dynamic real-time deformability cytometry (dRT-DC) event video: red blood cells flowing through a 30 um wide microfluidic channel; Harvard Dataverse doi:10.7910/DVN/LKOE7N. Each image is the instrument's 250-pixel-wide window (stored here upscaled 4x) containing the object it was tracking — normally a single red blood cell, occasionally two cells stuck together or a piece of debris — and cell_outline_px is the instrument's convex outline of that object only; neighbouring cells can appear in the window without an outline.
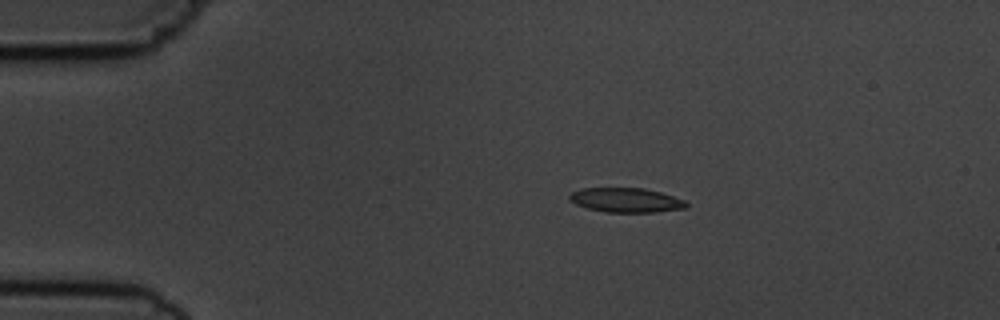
{"species": "common noctule bat (a hibernating species)", "species_latin": "Nyctalus noctula", "temperature_condition": "cold", "stored_images_in_passage": 4, "camera_frame_rate_fps": 3000, "um_per_image_px": 0.085, "animal": {"sex": "male", "body_mass_g": 19.5, "forearm_length_mm": 54.6}, "frame": {"image": 1, "passage_image": 3, "time_ms": 2.333, "image_size_px": [1000, 320], "cell_outline_px": [[688, 204], [684, 208], [656, 212], [604, 212], [588, 208], [576, 204], [568, 200], [568, 196], [572, 192], [580, 188], [644, 188], [660, 192], [684, 200]], "centroid_in_image_um": [53.17, 17.0], "position_along_channel_um": 31.8, "area_um2": 16.59}}